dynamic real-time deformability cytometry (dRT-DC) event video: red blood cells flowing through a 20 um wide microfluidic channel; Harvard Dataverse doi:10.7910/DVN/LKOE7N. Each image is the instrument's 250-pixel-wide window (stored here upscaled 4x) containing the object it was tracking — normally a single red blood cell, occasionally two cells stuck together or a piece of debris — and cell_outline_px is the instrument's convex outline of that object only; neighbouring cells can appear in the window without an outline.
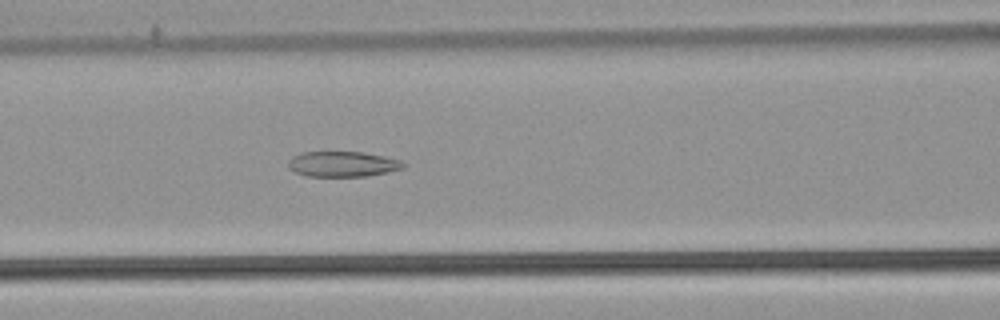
{"species": "common noctule bat (a hibernating species)", "species_latin": "Nyctalus noctula", "temperature_condition": "warm", "stored_images_in_passage": 43, "camera_frame_rate_fps": 3000, "um_per_image_px": 0.085, "animal": {"sex": "male", "body_mass_g": 21.5, "forearm_length_mm": 52.0}, "frame": {"image": 1, "passage_image": 12, "time_ms": 3.667, "image_size_px": [1000, 320], "cell_outline_px": [[408, 164], [404, 168], [388, 172], [368, 176], [308, 176], [296, 172], [288, 168], [288, 160], [292, 156], [300, 152], [360, 152], [384, 156], [400, 160]], "centroid_in_image_um": [29.14, 13.94], "position_along_channel_um": 137.5, "area_um2": 17.11}}
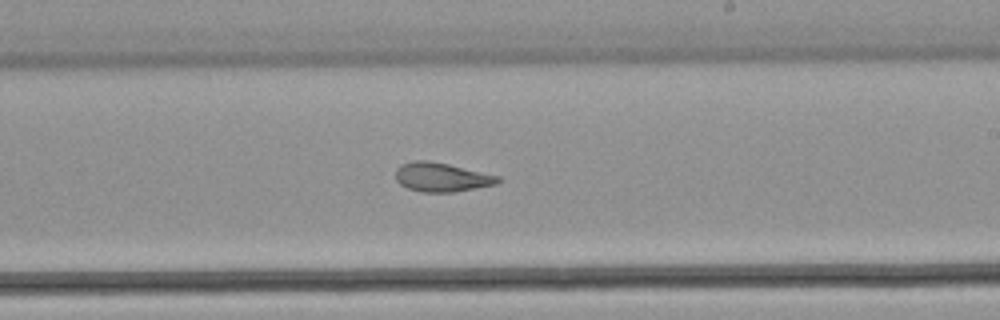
{"frame": {"image": 2, "passage_image": 21, "time_ms": 6.667, "image_size_px": [1000, 320], "cell_outline_px": [[504, 180], [496, 184], [452, 192], [420, 192], [408, 188], [400, 184], [396, 180], [396, 168], [400, 164], [412, 160], [428, 160], [448, 164], [500, 176]], "centroid_in_image_um": [37.53, 15.05], "position_along_channel_um": 251.5, "area_um2": 17.4}}
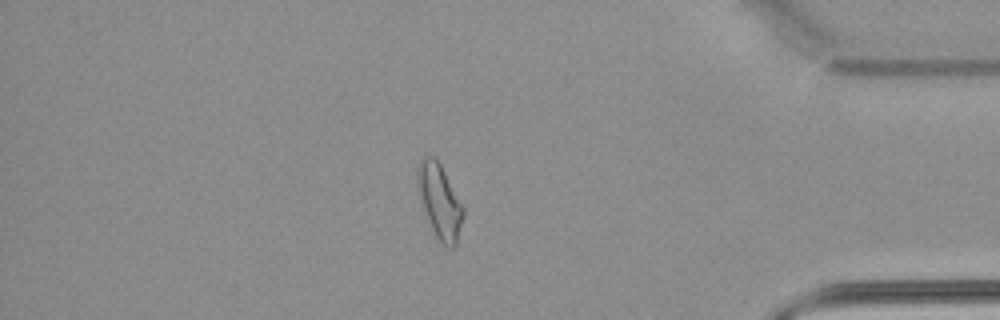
{"frame": {"image": 3, "passage_image": 35, "time_ms": 11.333, "image_size_px": [1000, 320], "cell_outline_px": [[464, 216], [456, 248], [448, 248], [436, 236], [432, 228], [424, 208], [416, 184], [416, 168], [420, 160], [424, 156], [432, 156], [440, 164], [464, 208]], "centroid_in_image_um": [37.38, 17.11], "position_along_channel_um": 397.8, "area_um2": 19.54}, "authors_computed_cell_mechanics": {"area_um2": 18.785, "velocity_mm_per_s": 3.81, "shape_relaxation_time_tau1_ms": null, "shape_relaxation_time_tau2_ms": 3.5635, "deformation_change_tau1": null, "deformation_change_tau2": 0.1173}}